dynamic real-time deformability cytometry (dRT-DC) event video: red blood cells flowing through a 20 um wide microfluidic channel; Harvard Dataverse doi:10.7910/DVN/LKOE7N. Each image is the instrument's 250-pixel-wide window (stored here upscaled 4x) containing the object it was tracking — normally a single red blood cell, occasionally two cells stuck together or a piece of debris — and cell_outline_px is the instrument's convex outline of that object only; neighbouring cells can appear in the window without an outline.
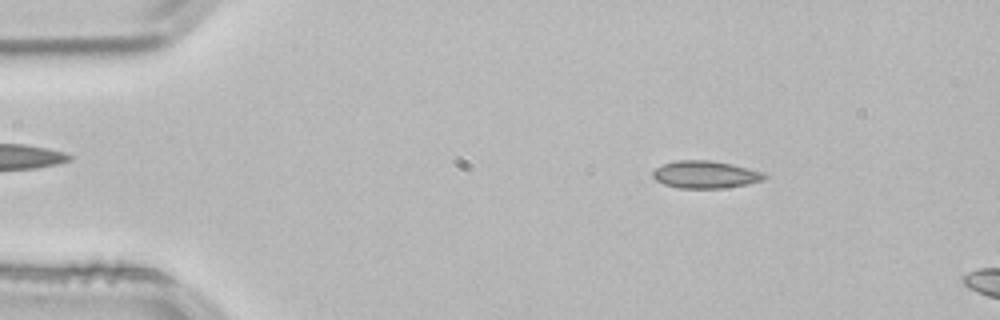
{"species": "common noctule bat (a hibernating species)", "species_latin": "Nyctalus noctula", "temperature_condition": "room temperature", "stored_images_in_passage": 12, "camera_frame_rate_fps": 3000, "um_per_image_px": 0.085, "animal": {"sex": "male", "body_mass_g": 21.5, "forearm_length_mm": 52.0}, "frame": {"image": 1, "passage_image": 7, "time_ms": 2.0, "image_size_px": [1000, 320], "cell_outline_px": [[768, 176], [764, 180], [748, 184], [720, 188], [680, 188], [664, 184], [656, 180], [652, 176], [652, 172], [656, 168], [664, 164], [676, 160], [712, 160], [732, 164], [764, 172]], "centroid_in_image_um": [59.98, 14.83], "position_along_channel_um": 25.0, "area_um2": 17.86}}